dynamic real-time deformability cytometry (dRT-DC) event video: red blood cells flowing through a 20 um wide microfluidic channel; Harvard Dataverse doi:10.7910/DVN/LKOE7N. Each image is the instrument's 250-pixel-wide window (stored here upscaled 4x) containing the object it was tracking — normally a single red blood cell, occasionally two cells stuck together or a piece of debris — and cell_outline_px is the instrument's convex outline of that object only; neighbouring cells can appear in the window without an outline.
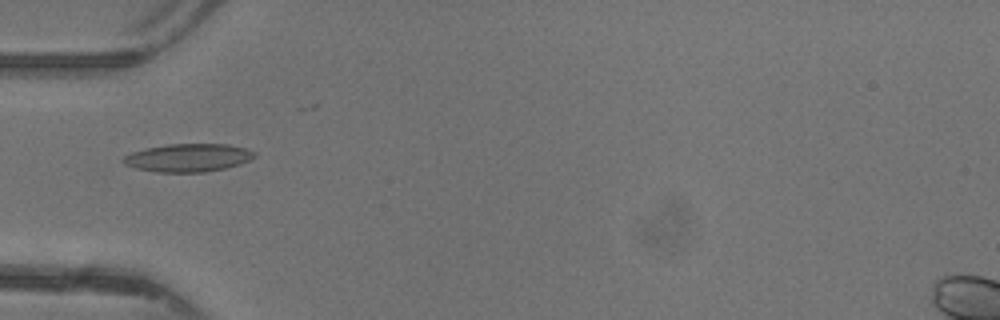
{"species": "common noctule bat (a hibernating species)", "species_latin": "Nyctalus noctula", "temperature_condition": "warm", "stored_images_in_passage": 40, "camera_frame_rate_fps": 3000, "um_per_image_px": 0.085, "animal": {"sex": "female"}, "frame": {"image": 1, "passage_image": 16, "time_ms": 5.0, "image_size_px": [1000, 320], "cell_outline_px": [[256, 156], [240, 164], [224, 168], [204, 172], [156, 172], [136, 168], [124, 164], [120, 160], [124, 156], [132, 152], [144, 148], [168, 144], [228, 144], [244, 148], [256, 152]], "centroid_in_image_um": [15.96, 13.4], "position_along_channel_um": 69.0, "area_um2": 21.44}}
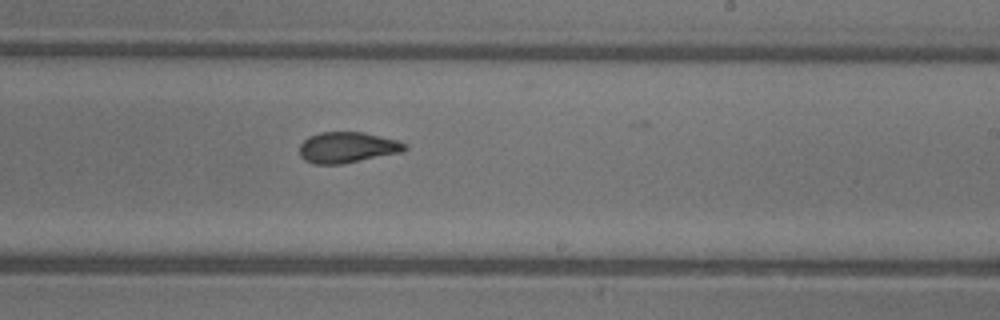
{"frame": {"image": 2, "passage_image": 29, "time_ms": 9.333, "image_size_px": [1000, 320], "cell_outline_px": [[408, 148], [404, 152], [340, 164], [312, 164], [304, 160], [300, 156], [300, 144], [308, 136], [320, 132], [364, 132], [396, 140], [408, 144]], "centroid_in_image_um": [29.53, 12.53], "position_along_channel_um": 259.5, "area_um2": 19.07}}
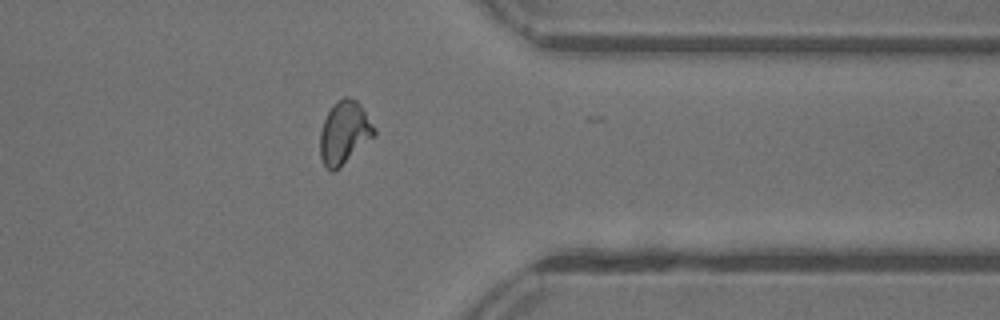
{"frame": {"image": 3, "passage_image": 38, "time_ms": 12.333, "image_size_px": [1000, 320], "cell_outline_px": [[376, 136], [340, 168], [332, 172], [324, 164], [320, 156], [320, 132], [324, 120], [332, 104], [336, 100], [344, 96], [348, 96], [356, 100], [360, 104], [376, 128]], "centroid_in_image_um": [29.29, 11.27], "position_along_channel_um": 382.1, "area_um2": 20.17}, "authors_computed_cell_mechanics": {"area_um2": 19.2474, "velocity_mm_per_s": 4.3998, "shape_relaxation_time_tau1_ms": 4.2556, "shape_relaxation_time_tau2_ms": 1.5687, "deformation_change_tau1": 0.1678, "deformation_change_tau2": 0.0884}}